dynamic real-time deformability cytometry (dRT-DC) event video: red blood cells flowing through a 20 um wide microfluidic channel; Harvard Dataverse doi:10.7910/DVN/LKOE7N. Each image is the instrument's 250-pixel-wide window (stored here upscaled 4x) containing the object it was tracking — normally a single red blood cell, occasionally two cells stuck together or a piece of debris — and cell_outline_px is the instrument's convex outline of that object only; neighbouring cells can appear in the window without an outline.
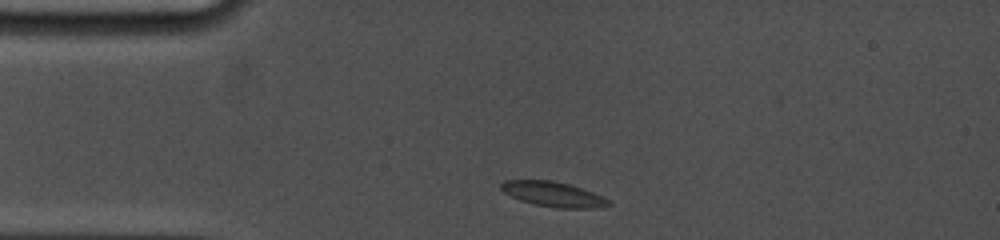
{"species": "common noctule bat (a hibernating species)", "species_latin": "Nyctalus noctula", "temperature_condition": "cold", "stored_images_in_passage": 33, "camera_frame_rate_fps": 5000, "um_per_image_px": 0.085, "animal": {"sex": "female", "body_mass_g": 19.0, "forearm_length_mm": 53.3}, "frame": {"image": 1, "passage_image": 1, "time_ms": 0.0, "image_size_px": [1000, 240], "cell_outline_px": [[612, 204], [592, 208], [556, 208], [536, 204], [520, 200], [504, 192], [500, 188], [500, 184], [504, 180], [552, 180], [568, 184], [592, 192], [612, 200]], "centroid_in_image_um": [47.03, 16.5], "position_along_channel_um": 38.0, "area_um2": 15.49}}
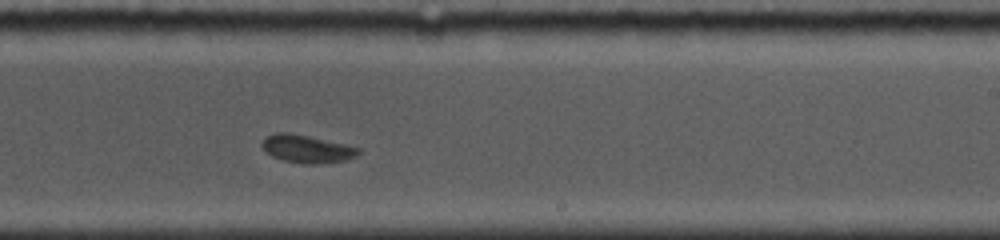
{"frame": {"image": 2, "passage_image": 19, "time_ms": 6.8, "image_size_px": [1000, 240], "cell_outline_px": [[360, 152], [356, 156], [344, 160], [316, 164], [304, 164], [280, 160], [272, 156], [260, 144], [264, 136], [276, 132], [288, 132], [308, 136], [344, 144], [360, 148]], "centroid_in_image_um": [26.03, 12.65], "position_along_channel_um": 263.0, "area_um2": 15.61}}
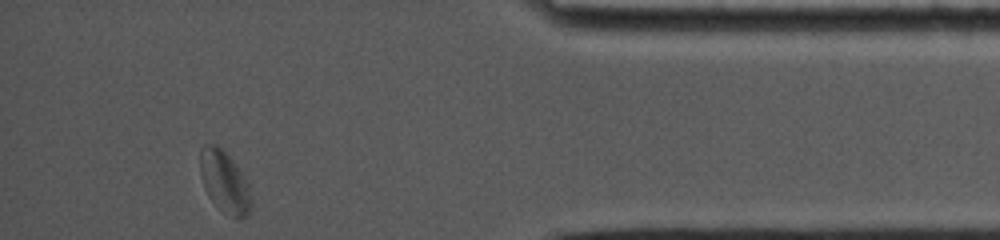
{"frame": {"image": 3, "passage_image": 33, "time_ms": 11.6, "image_size_px": [1000, 240], "cell_outline_px": [[252, 208], [240, 220], [216, 208], [208, 196], [204, 188], [200, 176], [200, 148], [204, 144], [212, 144], [220, 148], [228, 156], [240, 172], [248, 184], [252, 196]], "centroid_in_image_um": [19.06, 15.5], "position_along_channel_um": 416.1, "area_um2": 18.38}, "authors_computed_cell_mechanics": {"area_um2": 15.8372, "velocity_mm_per_s": 3.7124, "shape_relaxation_time_tau1_ms": 2.5354, "shape_relaxation_time_tau2_ms": 1.8203, "deformation_change_tau1": 0.0878, "deformation_change_tau2": 0.0334}}